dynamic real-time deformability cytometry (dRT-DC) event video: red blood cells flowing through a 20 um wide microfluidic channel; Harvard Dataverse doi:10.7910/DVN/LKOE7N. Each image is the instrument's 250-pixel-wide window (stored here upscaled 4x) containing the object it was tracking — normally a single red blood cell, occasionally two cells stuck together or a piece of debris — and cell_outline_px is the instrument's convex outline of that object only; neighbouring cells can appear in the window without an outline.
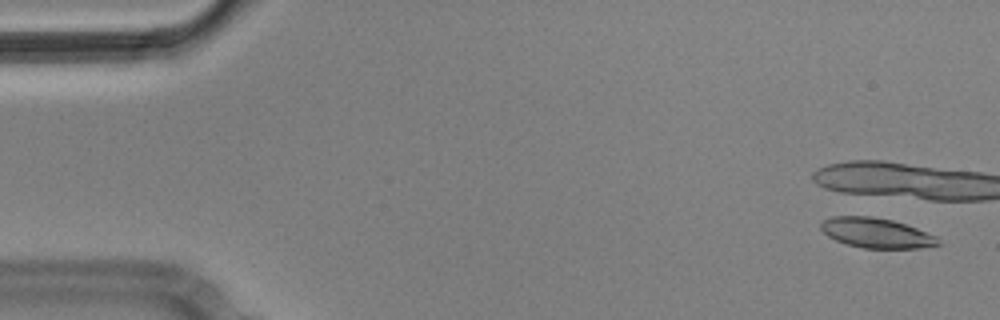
{"species": "Egyptian fruit bat (a non-hibernating species)", "species_latin": "Rousettus aegyptiacus", "temperature_condition": "cold", "stored_images_in_passage": 6, "camera_frame_rate_fps": 3000, "um_per_image_px": 0.085, "animal": {"sex": "male"}, "frame": {"image": 1, "passage_image": 1, "time_ms": 0.0, "image_size_px": [1000, 320], "cell_outline_px": [[940, 244], [920, 248], [864, 248], [848, 244], [836, 240], [828, 236], [820, 228], [820, 224], [824, 220], [832, 216], [872, 216], [892, 220], [916, 228], [936, 236], [940, 240]], "centroid_in_image_um": [74.48, 19.79], "position_along_channel_um": 10.5, "area_um2": 20.29}}
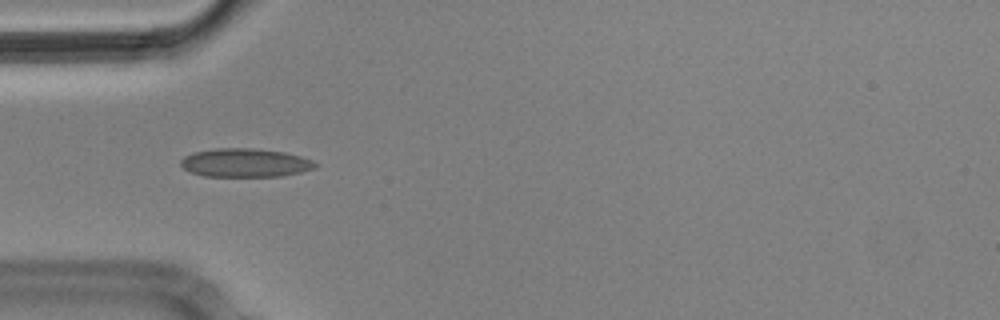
{"frame": {"image": 2, "passage_image": 6, "time_ms": 1.667, "image_size_px": [1000, 320], "cell_outline_px": [[316, 168], [300, 172], [280, 176], [204, 176], [192, 172], [184, 168], [180, 164], [180, 160], [184, 156], [192, 152], [216, 148], [252, 148], [284, 152], [300, 156], [312, 160], [316, 164]], "centroid_in_image_um": [20.81, 13.83], "position_along_channel_um": 64.2, "area_um2": 22.31}}